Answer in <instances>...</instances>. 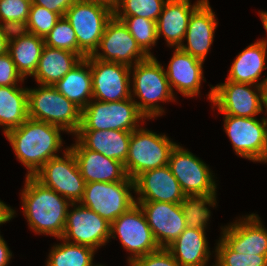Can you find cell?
<instances>
[{"mask_svg":"<svg viewBox=\"0 0 267 266\" xmlns=\"http://www.w3.org/2000/svg\"><path fill=\"white\" fill-rule=\"evenodd\" d=\"M131 133L121 130H78L76 139L87 149L125 163Z\"/></svg>","mask_w":267,"mask_h":266,"instance_id":"obj_25","label":"cell"},{"mask_svg":"<svg viewBox=\"0 0 267 266\" xmlns=\"http://www.w3.org/2000/svg\"><path fill=\"white\" fill-rule=\"evenodd\" d=\"M224 130L236 155L252 162H267V121L256 117L224 115Z\"/></svg>","mask_w":267,"mask_h":266,"instance_id":"obj_11","label":"cell"},{"mask_svg":"<svg viewBox=\"0 0 267 266\" xmlns=\"http://www.w3.org/2000/svg\"><path fill=\"white\" fill-rule=\"evenodd\" d=\"M203 62L179 47L175 48L167 69H164L172 92L176 89L189 98L200 95L201 81H205Z\"/></svg>","mask_w":267,"mask_h":266,"instance_id":"obj_22","label":"cell"},{"mask_svg":"<svg viewBox=\"0 0 267 266\" xmlns=\"http://www.w3.org/2000/svg\"><path fill=\"white\" fill-rule=\"evenodd\" d=\"M168 166L185 195L216 196L217 186L209 166L179 144L172 149Z\"/></svg>","mask_w":267,"mask_h":266,"instance_id":"obj_13","label":"cell"},{"mask_svg":"<svg viewBox=\"0 0 267 266\" xmlns=\"http://www.w3.org/2000/svg\"><path fill=\"white\" fill-rule=\"evenodd\" d=\"M82 58L67 50L44 46L33 78L38 84L54 86Z\"/></svg>","mask_w":267,"mask_h":266,"instance_id":"obj_28","label":"cell"},{"mask_svg":"<svg viewBox=\"0 0 267 266\" xmlns=\"http://www.w3.org/2000/svg\"><path fill=\"white\" fill-rule=\"evenodd\" d=\"M203 1L197 0L191 5L190 0H167L156 21L158 40L164 36L167 46L173 48L184 43L190 16Z\"/></svg>","mask_w":267,"mask_h":266,"instance_id":"obj_23","label":"cell"},{"mask_svg":"<svg viewBox=\"0 0 267 266\" xmlns=\"http://www.w3.org/2000/svg\"><path fill=\"white\" fill-rule=\"evenodd\" d=\"M60 18L58 13L32 3L27 21L29 31L44 39Z\"/></svg>","mask_w":267,"mask_h":266,"instance_id":"obj_37","label":"cell"},{"mask_svg":"<svg viewBox=\"0 0 267 266\" xmlns=\"http://www.w3.org/2000/svg\"><path fill=\"white\" fill-rule=\"evenodd\" d=\"M54 87L83 110L93 99L90 55L81 59Z\"/></svg>","mask_w":267,"mask_h":266,"instance_id":"obj_27","label":"cell"},{"mask_svg":"<svg viewBox=\"0 0 267 266\" xmlns=\"http://www.w3.org/2000/svg\"><path fill=\"white\" fill-rule=\"evenodd\" d=\"M113 15V6L99 0H76L65 12V19L75 31L77 54L82 59L96 51Z\"/></svg>","mask_w":267,"mask_h":266,"instance_id":"obj_4","label":"cell"},{"mask_svg":"<svg viewBox=\"0 0 267 266\" xmlns=\"http://www.w3.org/2000/svg\"><path fill=\"white\" fill-rule=\"evenodd\" d=\"M132 74L131 98L137 96L140 101L134 100L139 111L149 120L162 116L164 109L158 102H175L164 67L155 56L136 63L130 68ZM133 70V72H132ZM133 92V93H132Z\"/></svg>","mask_w":267,"mask_h":266,"instance_id":"obj_3","label":"cell"},{"mask_svg":"<svg viewBox=\"0 0 267 266\" xmlns=\"http://www.w3.org/2000/svg\"><path fill=\"white\" fill-rule=\"evenodd\" d=\"M207 96L224 115L249 118L263 112V86L226 80L212 86Z\"/></svg>","mask_w":267,"mask_h":266,"instance_id":"obj_9","label":"cell"},{"mask_svg":"<svg viewBox=\"0 0 267 266\" xmlns=\"http://www.w3.org/2000/svg\"><path fill=\"white\" fill-rule=\"evenodd\" d=\"M0 32L8 43L27 36L30 31L27 21H0Z\"/></svg>","mask_w":267,"mask_h":266,"instance_id":"obj_41","label":"cell"},{"mask_svg":"<svg viewBox=\"0 0 267 266\" xmlns=\"http://www.w3.org/2000/svg\"><path fill=\"white\" fill-rule=\"evenodd\" d=\"M177 143L165 134H157L144 127L132 131L129 152L124 163L127 176L134 180L144 171L168 165L169 156Z\"/></svg>","mask_w":267,"mask_h":266,"instance_id":"obj_6","label":"cell"},{"mask_svg":"<svg viewBox=\"0 0 267 266\" xmlns=\"http://www.w3.org/2000/svg\"><path fill=\"white\" fill-rule=\"evenodd\" d=\"M44 46V39L32 33L8 44V53L24 79L36 72Z\"/></svg>","mask_w":267,"mask_h":266,"instance_id":"obj_30","label":"cell"},{"mask_svg":"<svg viewBox=\"0 0 267 266\" xmlns=\"http://www.w3.org/2000/svg\"><path fill=\"white\" fill-rule=\"evenodd\" d=\"M238 220L221 227L220 239L236 253L267 255V229L260 217L252 213Z\"/></svg>","mask_w":267,"mask_h":266,"instance_id":"obj_17","label":"cell"},{"mask_svg":"<svg viewBox=\"0 0 267 266\" xmlns=\"http://www.w3.org/2000/svg\"><path fill=\"white\" fill-rule=\"evenodd\" d=\"M116 235L122 247L131 253L128 262L160 249L138 203L111 223L110 239H116Z\"/></svg>","mask_w":267,"mask_h":266,"instance_id":"obj_12","label":"cell"},{"mask_svg":"<svg viewBox=\"0 0 267 266\" xmlns=\"http://www.w3.org/2000/svg\"><path fill=\"white\" fill-rule=\"evenodd\" d=\"M32 0H0V21H28Z\"/></svg>","mask_w":267,"mask_h":266,"instance_id":"obj_38","label":"cell"},{"mask_svg":"<svg viewBox=\"0 0 267 266\" xmlns=\"http://www.w3.org/2000/svg\"><path fill=\"white\" fill-rule=\"evenodd\" d=\"M28 118V88L0 87V126L4 134L21 126Z\"/></svg>","mask_w":267,"mask_h":266,"instance_id":"obj_29","label":"cell"},{"mask_svg":"<svg viewBox=\"0 0 267 266\" xmlns=\"http://www.w3.org/2000/svg\"><path fill=\"white\" fill-rule=\"evenodd\" d=\"M25 79L17 71L11 56L8 52L0 55V87L2 86H19L17 84Z\"/></svg>","mask_w":267,"mask_h":266,"instance_id":"obj_40","label":"cell"},{"mask_svg":"<svg viewBox=\"0 0 267 266\" xmlns=\"http://www.w3.org/2000/svg\"><path fill=\"white\" fill-rule=\"evenodd\" d=\"M82 110L51 85L28 88V116L75 135L81 125Z\"/></svg>","mask_w":267,"mask_h":266,"instance_id":"obj_5","label":"cell"},{"mask_svg":"<svg viewBox=\"0 0 267 266\" xmlns=\"http://www.w3.org/2000/svg\"><path fill=\"white\" fill-rule=\"evenodd\" d=\"M132 190L135 192L134 180L85 183L79 203L112 223L136 204V197L130 192Z\"/></svg>","mask_w":267,"mask_h":266,"instance_id":"obj_8","label":"cell"},{"mask_svg":"<svg viewBox=\"0 0 267 266\" xmlns=\"http://www.w3.org/2000/svg\"><path fill=\"white\" fill-rule=\"evenodd\" d=\"M45 45L77 54V39L71 24L61 17L55 27L44 38Z\"/></svg>","mask_w":267,"mask_h":266,"instance_id":"obj_36","label":"cell"},{"mask_svg":"<svg viewBox=\"0 0 267 266\" xmlns=\"http://www.w3.org/2000/svg\"><path fill=\"white\" fill-rule=\"evenodd\" d=\"M75 140L76 143L70 147L68 146V148L75 155L85 183L132 180L127 176L124 164L121 161L91 151L85 148L77 139Z\"/></svg>","mask_w":267,"mask_h":266,"instance_id":"obj_20","label":"cell"},{"mask_svg":"<svg viewBox=\"0 0 267 266\" xmlns=\"http://www.w3.org/2000/svg\"><path fill=\"white\" fill-rule=\"evenodd\" d=\"M214 266H267V255H246L231 250L221 239L215 247Z\"/></svg>","mask_w":267,"mask_h":266,"instance_id":"obj_35","label":"cell"},{"mask_svg":"<svg viewBox=\"0 0 267 266\" xmlns=\"http://www.w3.org/2000/svg\"><path fill=\"white\" fill-rule=\"evenodd\" d=\"M167 0H117L114 16H137L157 21Z\"/></svg>","mask_w":267,"mask_h":266,"instance_id":"obj_34","label":"cell"},{"mask_svg":"<svg viewBox=\"0 0 267 266\" xmlns=\"http://www.w3.org/2000/svg\"><path fill=\"white\" fill-rule=\"evenodd\" d=\"M133 266H180L166 248L129 261Z\"/></svg>","mask_w":267,"mask_h":266,"instance_id":"obj_39","label":"cell"},{"mask_svg":"<svg viewBox=\"0 0 267 266\" xmlns=\"http://www.w3.org/2000/svg\"><path fill=\"white\" fill-rule=\"evenodd\" d=\"M12 257V252L10 251L6 241L0 234V266H8Z\"/></svg>","mask_w":267,"mask_h":266,"instance_id":"obj_43","label":"cell"},{"mask_svg":"<svg viewBox=\"0 0 267 266\" xmlns=\"http://www.w3.org/2000/svg\"><path fill=\"white\" fill-rule=\"evenodd\" d=\"M16 211L0 200V225L14 218Z\"/></svg>","mask_w":267,"mask_h":266,"instance_id":"obj_44","label":"cell"},{"mask_svg":"<svg viewBox=\"0 0 267 266\" xmlns=\"http://www.w3.org/2000/svg\"><path fill=\"white\" fill-rule=\"evenodd\" d=\"M127 27L139 47L148 55L154 56L150 50L155 46L157 38L156 22L144 17L115 16Z\"/></svg>","mask_w":267,"mask_h":266,"instance_id":"obj_33","label":"cell"},{"mask_svg":"<svg viewBox=\"0 0 267 266\" xmlns=\"http://www.w3.org/2000/svg\"><path fill=\"white\" fill-rule=\"evenodd\" d=\"M216 198L210 195H186L180 203L186 227L206 230L211 216L209 206L216 207Z\"/></svg>","mask_w":267,"mask_h":266,"instance_id":"obj_32","label":"cell"},{"mask_svg":"<svg viewBox=\"0 0 267 266\" xmlns=\"http://www.w3.org/2000/svg\"><path fill=\"white\" fill-rule=\"evenodd\" d=\"M259 16L262 20L263 27L265 28L267 32V11H260Z\"/></svg>","mask_w":267,"mask_h":266,"instance_id":"obj_47","label":"cell"},{"mask_svg":"<svg viewBox=\"0 0 267 266\" xmlns=\"http://www.w3.org/2000/svg\"><path fill=\"white\" fill-rule=\"evenodd\" d=\"M99 1H103V2H106V3L114 6L117 0H99Z\"/></svg>","mask_w":267,"mask_h":266,"instance_id":"obj_48","label":"cell"},{"mask_svg":"<svg viewBox=\"0 0 267 266\" xmlns=\"http://www.w3.org/2000/svg\"><path fill=\"white\" fill-rule=\"evenodd\" d=\"M70 206L73 209L68 208L62 239L94 250L109 242L111 223L80 203H71Z\"/></svg>","mask_w":267,"mask_h":266,"instance_id":"obj_14","label":"cell"},{"mask_svg":"<svg viewBox=\"0 0 267 266\" xmlns=\"http://www.w3.org/2000/svg\"><path fill=\"white\" fill-rule=\"evenodd\" d=\"M22 209L29 228L36 234L59 239L65 230L67 211L71 202L42 185L33 176H26L21 191Z\"/></svg>","mask_w":267,"mask_h":266,"instance_id":"obj_1","label":"cell"},{"mask_svg":"<svg viewBox=\"0 0 267 266\" xmlns=\"http://www.w3.org/2000/svg\"><path fill=\"white\" fill-rule=\"evenodd\" d=\"M267 54V39L263 38L251 43L242 52H240L233 61L227 81L246 83L263 86L267 77L259 82V78L265 66Z\"/></svg>","mask_w":267,"mask_h":266,"instance_id":"obj_24","label":"cell"},{"mask_svg":"<svg viewBox=\"0 0 267 266\" xmlns=\"http://www.w3.org/2000/svg\"><path fill=\"white\" fill-rule=\"evenodd\" d=\"M8 44L9 43L6 41V39L4 38L2 33L0 32V55L8 52Z\"/></svg>","mask_w":267,"mask_h":266,"instance_id":"obj_45","label":"cell"},{"mask_svg":"<svg viewBox=\"0 0 267 266\" xmlns=\"http://www.w3.org/2000/svg\"><path fill=\"white\" fill-rule=\"evenodd\" d=\"M58 126L28 118L21 126L5 134L15 156L26 168V176L34 174L63 147Z\"/></svg>","mask_w":267,"mask_h":266,"instance_id":"obj_2","label":"cell"},{"mask_svg":"<svg viewBox=\"0 0 267 266\" xmlns=\"http://www.w3.org/2000/svg\"><path fill=\"white\" fill-rule=\"evenodd\" d=\"M147 119L132 98L104 102L92 99L82 110L79 130H121L132 132Z\"/></svg>","mask_w":267,"mask_h":266,"instance_id":"obj_7","label":"cell"},{"mask_svg":"<svg viewBox=\"0 0 267 266\" xmlns=\"http://www.w3.org/2000/svg\"><path fill=\"white\" fill-rule=\"evenodd\" d=\"M166 249L180 266H207L211 255L205 230L194 228H186Z\"/></svg>","mask_w":267,"mask_h":266,"instance_id":"obj_26","label":"cell"},{"mask_svg":"<svg viewBox=\"0 0 267 266\" xmlns=\"http://www.w3.org/2000/svg\"><path fill=\"white\" fill-rule=\"evenodd\" d=\"M76 0H32L33 4L45 7L49 11L58 13L64 17L65 12L75 3Z\"/></svg>","mask_w":267,"mask_h":266,"instance_id":"obj_42","label":"cell"},{"mask_svg":"<svg viewBox=\"0 0 267 266\" xmlns=\"http://www.w3.org/2000/svg\"><path fill=\"white\" fill-rule=\"evenodd\" d=\"M53 245L49 252L46 266H102L93 264L96 250L85 245L65 241Z\"/></svg>","mask_w":267,"mask_h":266,"instance_id":"obj_31","label":"cell"},{"mask_svg":"<svg viewBox=\"0 0 267 266\" xmlns=\"http://www.w3.org/2000/svg\"><path fill=\"white\" fill-rule=\"evenodd\" d=\"M218 25L215 13L211 9L208 0H204L190 16L184 40L179 48L202 61L213 43L214 32Z\"/></svg>","mask_w":267,"mask_h":266,"instance_id":"obj_21","label":"cell"},{"mask_svg":"<svg viewBox=\"0 0 267 266\" xmlns=\"http://www.w3.org/2000/svg\"><path fill=\"white\" fill-rule=\"evenodd\" d=\"M160 248L168 247L187 228L180 203L136 202Z\"/></svg>","mask_w":267,"mask_h":266,"instance_id":"obj_18","label":"cell"},{"mask_svg":"<svg viewBox=\"0 0 267 266\" xmlns=\"http://www.w3.org/2000/svg\"><path fill=\"white\" fill-rule=\"evenodd\" d=\"M62 155L46 162L33 177L71 203H79L84 194V178L73 152L66 148Z\"/></svg>","mask_w":267,"mask_h":266,"instance_id":"obj_10","label":"cell"},{"mask_svg":"<svg viewBox=\"0 0 267 266\" xmlns=\"http://www.w3.org/2000/svg\"><path fill=\"white\" fill-rule=\"evenodd\" d=\"M131 67L90 55L93 99L115 102L131 98Z\"/></svg>","mask_w":267,"mask_h":266,"instance_id":"obj_16","label":"cell"},{"mask_svg":"<svg viewBox=\"0 0 267 266\" xmlns=\"http://www.w3.org/2000/svg\"><path fill=\"white\" fill-rule=\"evenodd\" d=\"M263 106L266 109L265 114H267V80L265 84L263 85ZM265 120L267 121V117L265 118Z\"/></svg>","mask_w":267,"mask_h":266,"instance_id":"obj_46","label":"cell"},{"mask_svg":"<svg viewBox=\"0 0 267 266\" xmlns=\"http://www.w3.org/2000/svg\"><path fill=\"white\" fill-rule=\"evenodd\" d=\"M91 56L102 61H111L129 67L149 57L139 47L124 23L114 15L107 22L98 48Z\"/></svg>","mask_w":267,"mask_h":266,"instance_id":"obj_15","label":"cell"},{"mask_svg":"<svg viewBox=\"0 0 267 266\" xmlns=\"http://www.w3.org/2000/svg\"><path fill=\"white\" fill-rule=\"evenodd\" d=\"M136 202L181 203L186 196L168 165L144 171L134 179Z\"/></svg>","mask_w":267,"mask_h":266,"instance_id":"obj_19","label":"cell"}]
</instances>
